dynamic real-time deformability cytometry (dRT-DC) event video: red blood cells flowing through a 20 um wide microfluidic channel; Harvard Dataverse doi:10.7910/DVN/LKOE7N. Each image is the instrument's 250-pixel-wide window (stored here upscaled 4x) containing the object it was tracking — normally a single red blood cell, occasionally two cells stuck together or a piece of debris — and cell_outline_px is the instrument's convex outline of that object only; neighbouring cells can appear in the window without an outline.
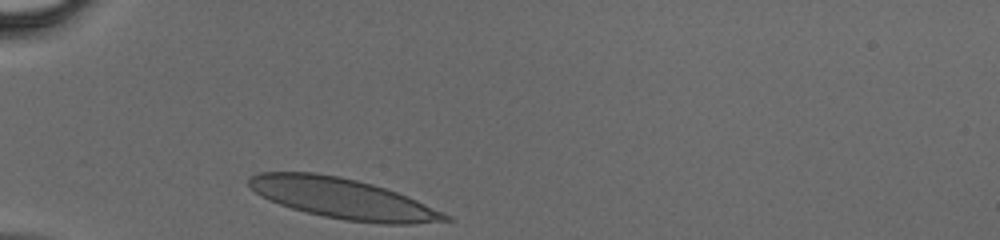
{"species": "human", "species_latin": "Homo sapiens", "temperature_condition": "cold", "stored_images_in_passage": 25, "camera_frame_rate_fps": 3000, "um_per_image_px": 0.085, "donor": {"sex": "male"}, "frame": {"image": 1, "passage_image": 1, "time_ms": 0.0, "image_size_px": [1000, 240], "cell_outline_px": [[452, 220], [412, 224], [380, 224], [344, 220], [324, 216], [292, 208], [280, 204], [260, 196], [248, 184], [248, 176], [260, 172], [312, 172], [340, 176], [372, 184], [408, 196], [444, 212], [452, 216]], "centroid_in_image_um": [29.15, 16.87], "position_along_channel_um": 55.9, "area_um2": 46.07}}
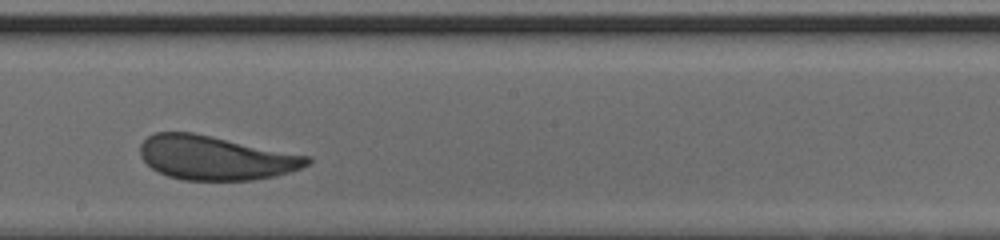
{"frame": {"image": 2, "passage_image": 14, "time_ms": 4.333, "image_size_px": [1000, 240], "cell_outline_px": [[312, 160], [308, 164], [300, 168], [276, 176], [252, 180], [184, 180], [168, 176], [152, 168], [140, 156], [140, 144], [148, 136], [156, 132], [192, 132], [312, 156]], "centroid_in_image_um": [18.33, 13.41], "position_along_channel_um": 229.9, "area_um2": 42.89}}
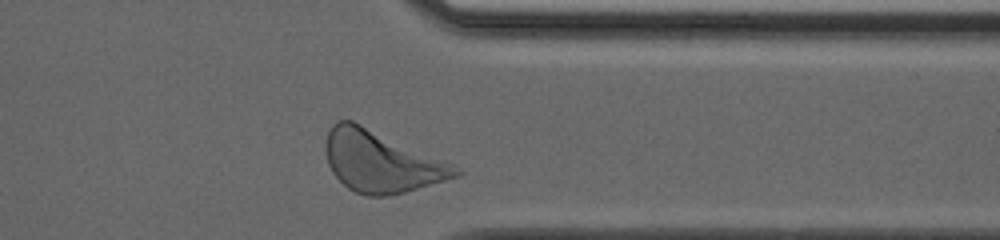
{"frame": {"image": 3, "passage_image": 24, "time_ms": 7.667, "image_size_px": [1000, 240], "cell_outline_px": [[464, 172], [460, 176], [404, 192], [388, 196], [368, 196], [356, 192], [348, 188], [332, 172], [328, 164], [324, 152], [324, 144], [328, 128], [336, 120], [352, 120], [452, 164]], "centroid_in_image_um": [32.34, 13.73], "position_along_channel_um": 379.1, "area_um2": 46.12}}